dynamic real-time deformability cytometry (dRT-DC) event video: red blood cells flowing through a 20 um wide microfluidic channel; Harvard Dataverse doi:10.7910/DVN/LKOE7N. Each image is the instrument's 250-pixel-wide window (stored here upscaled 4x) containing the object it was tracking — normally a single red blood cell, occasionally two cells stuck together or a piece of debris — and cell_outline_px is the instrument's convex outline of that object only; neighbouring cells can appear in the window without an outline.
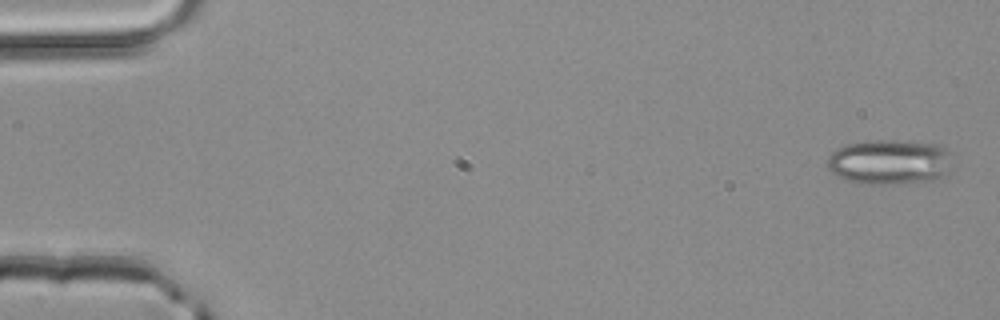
{"species": "common noctule bat (a hibernating species)", "species_latin": "Nyctalus noctula", "temperature_condition": "room temperature", "stored_images_in_passage": 4, "camera_frame_rate_fps": 3000, "um_per_image_px": 0.085, "animal": {"sex": "male", "body_mass_g": 20.4}, "frame": {"image": 1, "passage_image": 1, "time_ms": 0.0, "image_size_px": [1000, 320], "cell_outline_px": [[948, 172], [936, 180], [900, 184], [868, 184], [848, 180], [836, 176], [828, 168], [828, 156], [836, 148], [844, 144], [872, 140], [888, 140], [940, 144], [948, 148]], "centroid_in_image_um": [75.58, 13.77], "position_along_channel_um": 9.4, "area_um2": 32.89}}